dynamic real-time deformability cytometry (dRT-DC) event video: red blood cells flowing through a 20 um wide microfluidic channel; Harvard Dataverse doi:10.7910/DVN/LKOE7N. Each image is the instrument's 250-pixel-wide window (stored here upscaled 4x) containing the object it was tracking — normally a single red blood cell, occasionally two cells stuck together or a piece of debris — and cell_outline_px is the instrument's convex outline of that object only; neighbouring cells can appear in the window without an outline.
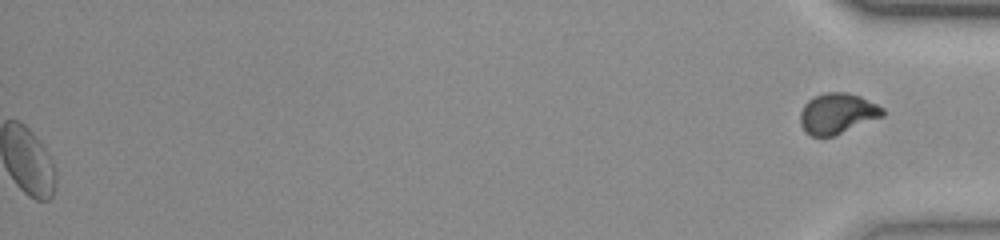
{"species": "common noctule bat (a hibernating species)", "species_latin": "Nyctalus noctula", "temperature_condition": "room temperature", "stored_images_in_passage": 53, "segment_of_instrument_passage": [2, 2], "camera_frame_rate_fps": 3000, "um_per_image_px": 0.085, "animal": {"sex": "female", "body_mass_g": 23.0, "forearm_length_mm": 53.4}, "frame": {"image": 1, "passage_image": 53, "time_ms": 17.333, "image_size_px": [1000, 240], "cell_outline_px": [[884, 116], [832, 136], [812, 136], [804, 132], [800, 124], [800, 112], [804, 104], [812, 96], [824, 92], [844, 92], [860, 96], [884, 108]], "centroid_in_image_um": [71.14, 9.63], "position_along_channel_um": 364.1, "area_um2": 19.54}}